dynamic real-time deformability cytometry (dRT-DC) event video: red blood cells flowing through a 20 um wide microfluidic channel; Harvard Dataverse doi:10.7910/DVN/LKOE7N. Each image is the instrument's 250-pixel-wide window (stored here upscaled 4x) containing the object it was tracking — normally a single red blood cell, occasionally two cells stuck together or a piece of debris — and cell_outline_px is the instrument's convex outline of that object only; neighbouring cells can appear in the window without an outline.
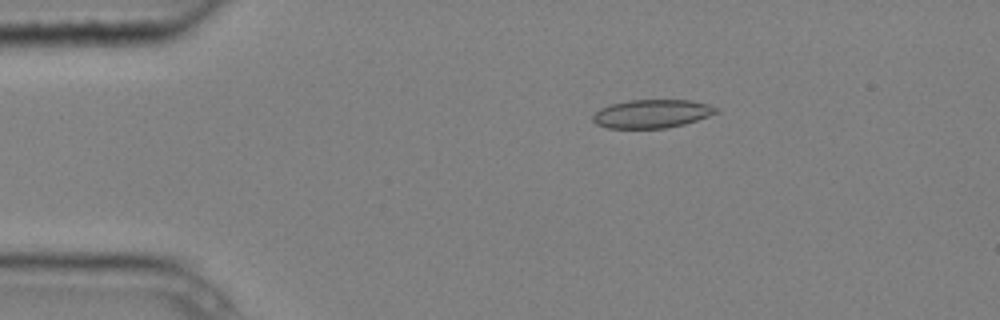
{"species": "common noctule bat (a hibernating species)", "species_latin": "Nyctalus noctula", "temperature_condition": "cold", "stored_images_in_passage": 4, "camera_frame_rate_fps": 3000, "um_per_image_px": 0.085, "animal": {"sex": "male", "body_mass_g": 20.4}, "frame": {"image": 1, "passage_image": 4, "time_ms": 1.0, "image_size_px": [1000, 320], "cell_outline_px": [[720, 112], [684, 124], [668, 128], [608, 128], [596, 124], [592, 120], [592, 116], [600, 108], [608, 104], [628, 100], [692, 100], [708, 104], [720, 108]], "centroid_in_image_um": [55.42, 9.66], "position_along_channel_um": 29.6, "area_um2": 20.63}}